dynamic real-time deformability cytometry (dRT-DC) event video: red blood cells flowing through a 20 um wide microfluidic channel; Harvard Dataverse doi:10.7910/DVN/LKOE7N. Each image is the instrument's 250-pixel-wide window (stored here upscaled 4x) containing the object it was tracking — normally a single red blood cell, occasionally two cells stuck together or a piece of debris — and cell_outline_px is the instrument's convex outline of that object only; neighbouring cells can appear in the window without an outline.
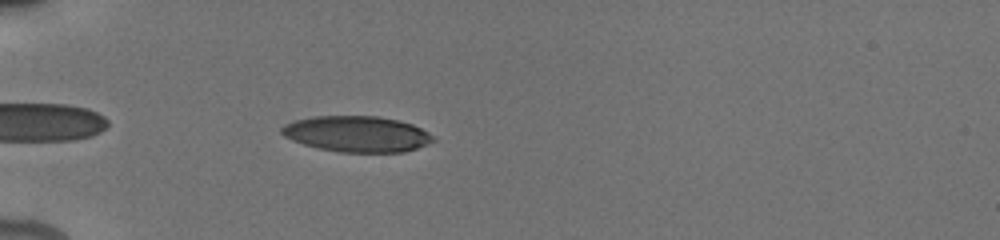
{"species": "human", "species_latin": "Homo sapiens", "temperature_condition": "cold", "stored_images_in_passage": 35, "camera_frame_rate_fps": 3000, "um_per_image_px": 0.085, "donor": {"sex": "male"}, "frame": {"image": 1, "passage_image": 3, "time_ms": 1.0, "image_size_px": [1000, 240], "cell_outline_px": [[436, 140], [428, 144], [404, 152], [340, 152], [320, 148], [304, 144], [292, 140], [284, 136], [280, 132], [280, 128], [284, 124], [292, 120], [312, 116], [376, 116], [396, 120], [412, 124], [436, 136]], "centroid_in_image_um": [30.33, 11.38], "position_along_channel_um": 54.7, "area_um2": 31.79}}
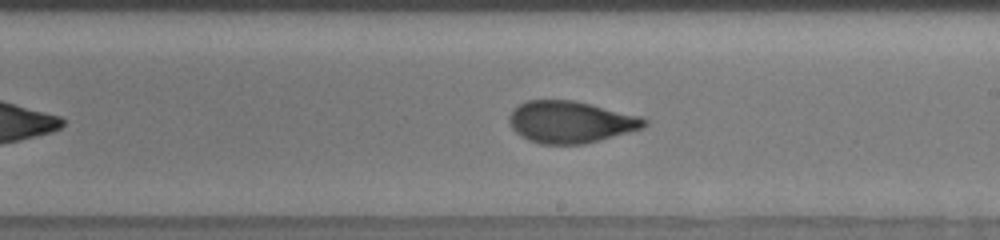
{"frame": {"image": 2, "passage_image": 18, "time_ms": 6.333, "image_size_px": [1000, 240], "cell_outline_px": [[648, 124], [644, 128], [584, 144], [540, 144], [528, 140], [520, 136], [512, 128], [508, 120], [508, 116], [512, 108], [524, 100], [572, 100], [640, 116], [648, 120]], "centroid_in_image_um": [48.45, 10.37], "position_along_channel_um": 240.5, "area_um2": 33.06}}
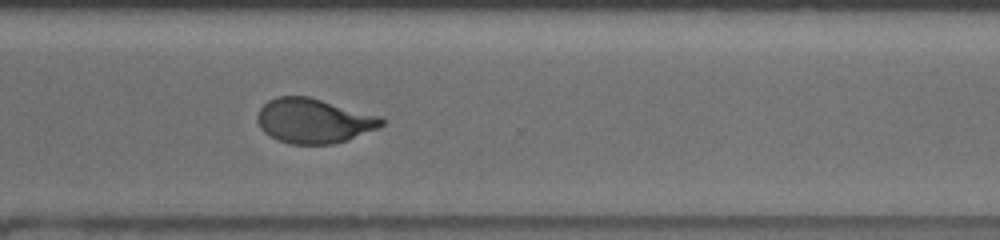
{"frame": {"image": 3, "passage_image": 26, "time_ms": 9.0, "image_size_px": [1000, 240], "cell_outline_px": [[388, 120], [380, 128], [348, 140], [332, 144], [292, 144], [276, 140], [264, 132], [260, 128], [256, 120], [256, 116], [260, 108], [268, 100], [276, 96], [308, 96], [384, 116]], "centroid_in_image_um": [26.72, 10.26], "position_along_channel_um": 343.9, "area_um2": 33.0}, "authors_computed_cell_mechanics": {"area_um2": 33.0616, "velocity_mm_per_s": 3.8832, "shape_relaxation_time_tau1_ms": 4.6271, "shape_relaxation_time_tau2_ms": 1.0579, "deformation_change_tau1": 0.1767, "deformation_change_tau2": 0.0736}}